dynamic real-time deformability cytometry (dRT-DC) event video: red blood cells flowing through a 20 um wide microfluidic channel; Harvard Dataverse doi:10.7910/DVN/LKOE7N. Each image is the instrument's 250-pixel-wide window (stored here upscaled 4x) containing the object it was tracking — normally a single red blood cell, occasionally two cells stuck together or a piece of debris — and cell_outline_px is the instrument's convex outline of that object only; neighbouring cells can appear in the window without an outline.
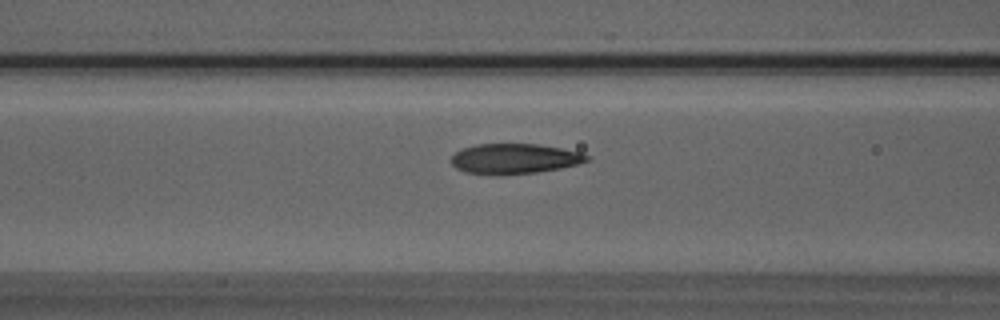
{"species": "Egyptian fruit bat (a non-hibernating species)", "species_latin": "Rousettus aegyptiacus", "temperature_condition": "room temperature", "stored_images_in_passage": 43, "segment_of_instrument_passage": [1, 2], "camera_frame_rate_fps": 3000, "um_per_image_px": 0.085, "animal": {"sex": "male"}, "frame": {"image": 1, "passage_image": 11, "time_ms": 3.333, "image_size_px": [1000, 320], "cell_outline_px": [[592, 160], [580, 164], [560, 168], [536, 172], [500, 176], [464, 172], [456, 168], [452, 164], [452, 156], [460, 148], [476, 144], [536, 144], [560, 148], [580, 152], [588, 156]], "centroid_in_image_um": [43.72, 13.5], "position_along_channel_um": 122.9, "area_um2": 24.1}}
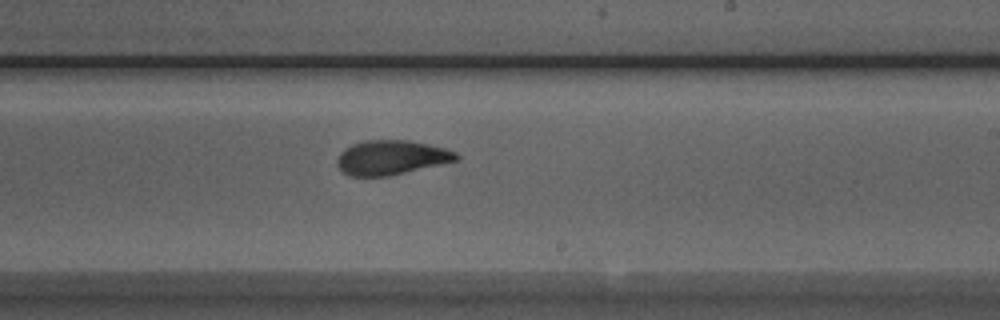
{"frame": {"image": 2, "passage_image": 21, "time_ms": 6.667, "image_size_px": [1000, 320], "cell_outline_px": [[460, 160], [388, 176], [348, 176], [336, 164], [336, 160], [340, 152], [344, 148], [352, 144], [364, 140], [408, 140], [428, 144], [444, 148], [456, 152], [460, 156]], "centroid_in_image_um": [33.26, 13.38], "position_along_channel_um": 255.7, "area_um2": 24.04}}
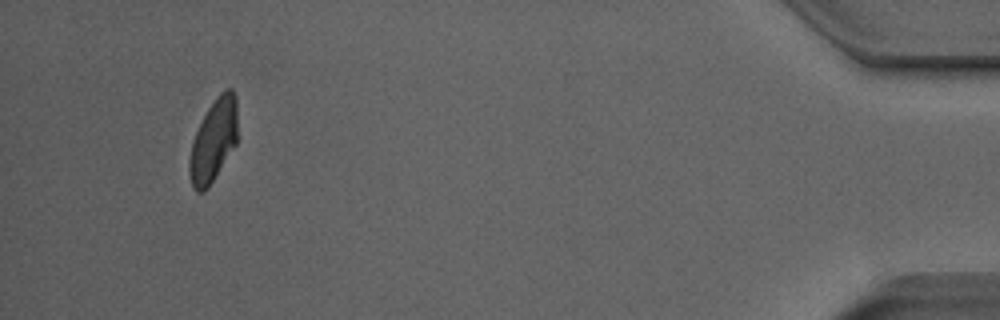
{"frame": {"image": 3, "passage_image": 39, "time_ms": 12.667, "image_size_px": [1000, 320], "cell_outline_px": [[236, 144], [208, 188], [204, 192], [196, 192], [192, 188], [188, 172], [188, 160], [192, 140], [208, 108], [216, 96], [224, 88], [232, 88], [236, 96]], "centroid_in_image_um": [18.12, 11.96], "position_along_channel_um": 417.1, "area_um2": 23.24}}